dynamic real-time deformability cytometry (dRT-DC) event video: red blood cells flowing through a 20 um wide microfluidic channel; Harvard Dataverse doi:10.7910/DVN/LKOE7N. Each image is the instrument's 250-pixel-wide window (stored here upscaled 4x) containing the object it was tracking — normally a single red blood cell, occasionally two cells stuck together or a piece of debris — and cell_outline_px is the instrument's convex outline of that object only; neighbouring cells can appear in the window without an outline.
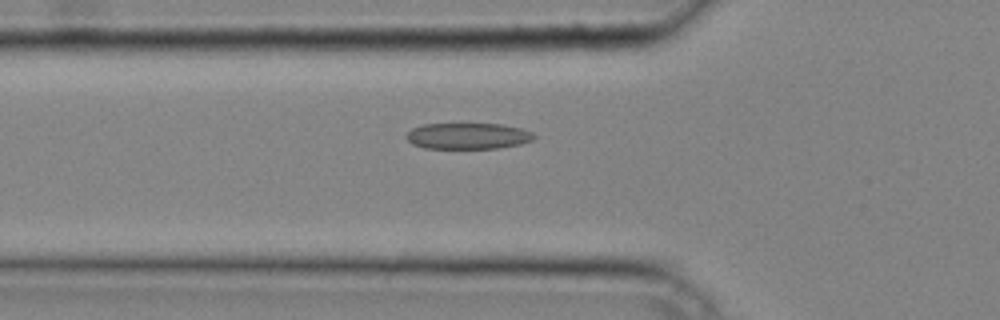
{"species": "common noctule bat (a hibernating species)", "species_latin": "Nyctalus noctula", "temperature_condition": "cold", "stored_images_in_passage": 28, "camera_frame_rate_fps": 3000, "um_per_image_px": 0.085, "animal": {"sex": "male", "body_mass_g": 20.4}, "frame": {"image": 1, "passage_image": 5, "time_ms": 1.333, "image_size_px": [1000, 320], "cell_outline_px": [[536, 136], [532, 140], [520, 144], [496, 148], [424, 148], [412, 144], [404, 136], [412, 128], [424, 124], [500, 124], [520, 128], [532, 132]], "centroid_in_image_um": [39.75, 11.56], "position_along_channel_um": 86.1, "area_um2": 19.36}}
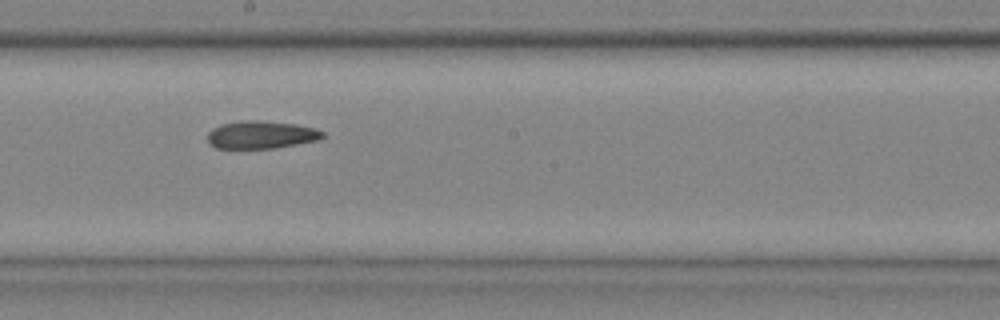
{"frame": {"image": 2, "passage_image": 14, "time_ms": 4.333, "image_size_px": [1000, 320], "cell_outline_px": [[324, 136], [320, 140], [276, 148], [216, 148], [208, 144], [208, 132], [212, 128], [224, 124], [240, 120], [256, 120], [292, 124], [316, 128], [324, 132]], "centroid_in_image_um": [22.2, 11.46], "position_along_channel_um": 226.0, "area_um2": 18.61}}
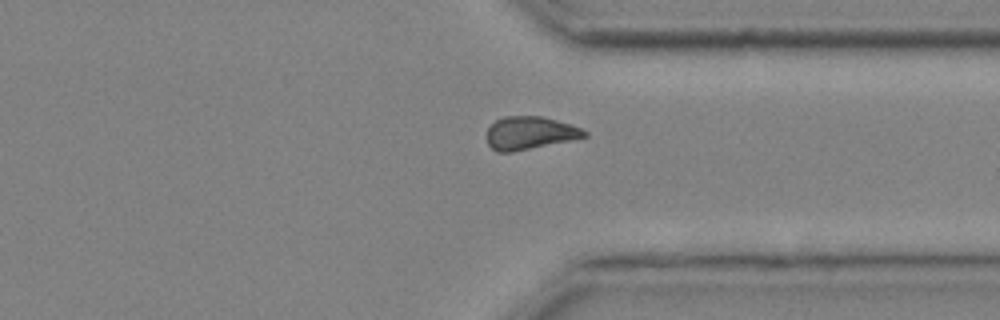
{"frame": {"image": 3, "passage_image": 23, "time_ms": 7.333, "image_size_px": [1000, 320], "cell_outline_px": [[588, 136], [512, 152], [496, 152], [488, 144], [488, 128], [496, 120], [504, 116], [540, 116], [572, 124], [588, 132]], "centroid_in_image_um": [45.03, 11.3], "position_along_channel_um": 366.4, "area_um2": 18.5}}